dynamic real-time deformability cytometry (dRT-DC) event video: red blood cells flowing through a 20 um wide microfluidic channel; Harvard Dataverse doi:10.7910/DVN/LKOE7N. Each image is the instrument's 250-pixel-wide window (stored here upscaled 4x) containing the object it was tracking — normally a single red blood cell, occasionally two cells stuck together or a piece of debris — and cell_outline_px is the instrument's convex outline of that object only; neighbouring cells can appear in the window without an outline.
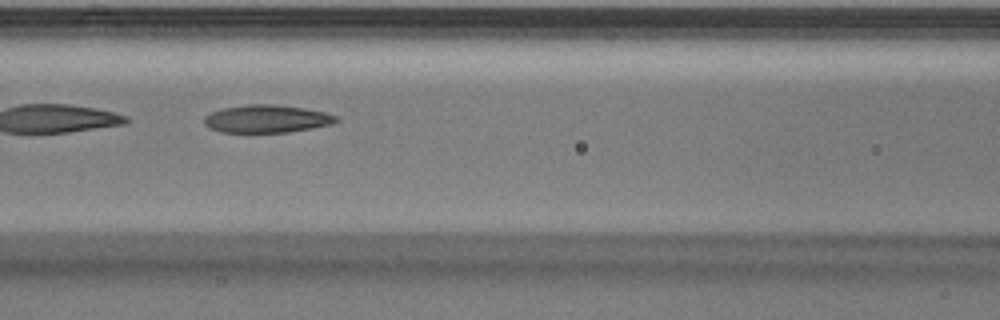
{"species": "Egyptian fruit bat (a non-hibernating species)", "species_latin": "Rousettus aegyptiacus", "temperature_condition": "warm", "stored_images_in_passage": 26, "camera_frame_rate_fps": 3000, "um_per_image_px": 0.085, "animal": {"sex": "male"}, "frame": {"image": 1, "passage_image": 5, "time_ms": 1.333, "image_size_px": [1000, 320], "cell_outline_px": [[340, 120], [332, 124], [312, 128], [288, 132], [220, 132], [208, 128], [204, 124], [204, 116], [212, 112], [224, 108], [248, 104], [276, 104], [304, 108], [324, 112], [336, 116]], "centroid_in_image_um": [22.66, 10.1], "position_along_channel_um": 143.9, "area_um2": 21.39}}
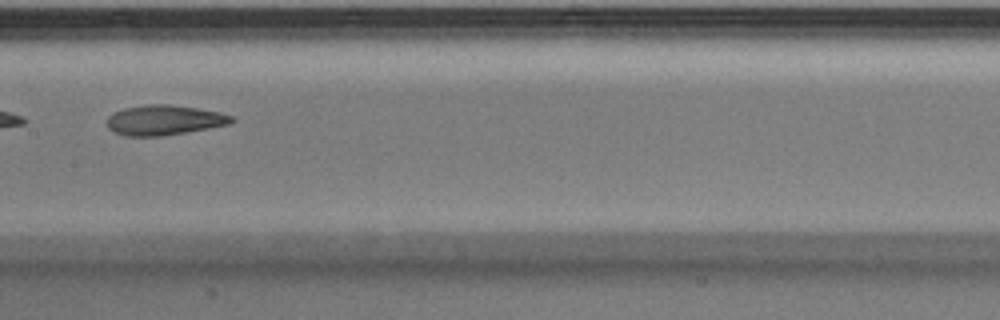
{"frame": {"image": 2, "passage_image": 8, "time_ms": 2.333, "image_size_px": [1000, 320], "cell_outline_px": [[236, 120], [228, 124], [184, 132], [160, 136], [124, 136], [108, 128], [108, 116], [112, 112], [124, 108], [148, 104], [168, 104], [196, 108], [220, 112], [232, 116]], "centroid_in_image_um": [13.93, 10.2], "position_along_channel_um": 193.5, "area_um2": 21.56}}